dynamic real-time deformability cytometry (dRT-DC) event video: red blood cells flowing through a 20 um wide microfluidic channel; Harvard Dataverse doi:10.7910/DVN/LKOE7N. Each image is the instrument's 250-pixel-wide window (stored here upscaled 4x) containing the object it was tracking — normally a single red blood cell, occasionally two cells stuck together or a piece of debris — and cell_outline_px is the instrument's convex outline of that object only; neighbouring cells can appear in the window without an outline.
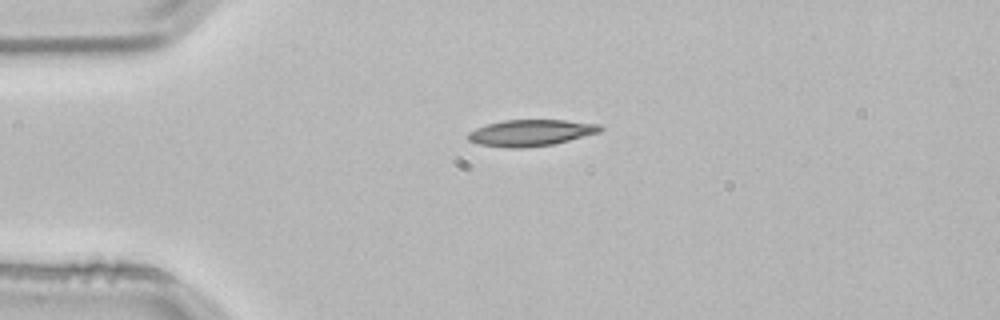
{"species": "common noctule bat (a hibernating species)", "species_latin": "Nyctalus noctula", "temperature_condition": "room temperature", "stored_images_in_passage": 1, "camera_frame_rate_fps": 3000, "um_per_image_px": 0.085, "animal": {"sex": "male", "body_mass_g": 21.5, "forearm_length_mm": 52.0}, "frame": {"image": 1, "passage_image": 1, "time_ms": 0.0, "image_size_px": [1000, 320], "cell_outline_px": [[604, 128], [600, 132], [552, 144], [524, 148], [508, 148], [480, 144], [468, 140], [468, 132], [476, 128], [488, 124], [504, 120], [564, 120], [600, 124]], "centroid_in_image_um": [45.12, 11.28], "position_along_channel_um": 39.9, "area_um2": 20.17}}